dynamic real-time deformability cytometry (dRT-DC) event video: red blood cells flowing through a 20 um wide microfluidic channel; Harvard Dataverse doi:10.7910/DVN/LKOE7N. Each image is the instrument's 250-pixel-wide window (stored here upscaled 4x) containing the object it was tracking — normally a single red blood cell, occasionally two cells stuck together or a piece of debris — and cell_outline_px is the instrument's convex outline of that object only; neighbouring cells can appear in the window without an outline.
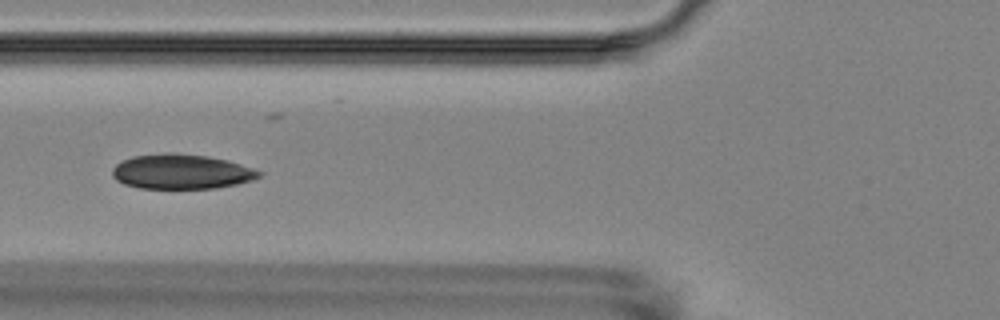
{"species": "Egyptian fruit bat (a non-hibernating species)", "species_latin": "Rousettus aegyptiacus", "temperature_condition": "room temperature", "stored_images_in_passage": 9, "camera_frame_rate_fps": 3000, "um_per_image_px": 0.085, "animal": {"sex": "female"}, "frame": {"image": 1, "passage_image": 7, "time_ms": 9.0, "image_size_px": [1000, 320], "cell_outline_px": [[264, 172], [260, 176], [252, 180], [236, 184], [216, 188], [140, 188], [124, 184], [116, 180], [112, 176], [112, 168], [116, 164], [132, 156], [168, 152], [208, 156], [228, 160]], "centroid_in_image_um": [15.41, 14.58], "position_along_channel_um": 110.4, "area_um2": 29.77}}
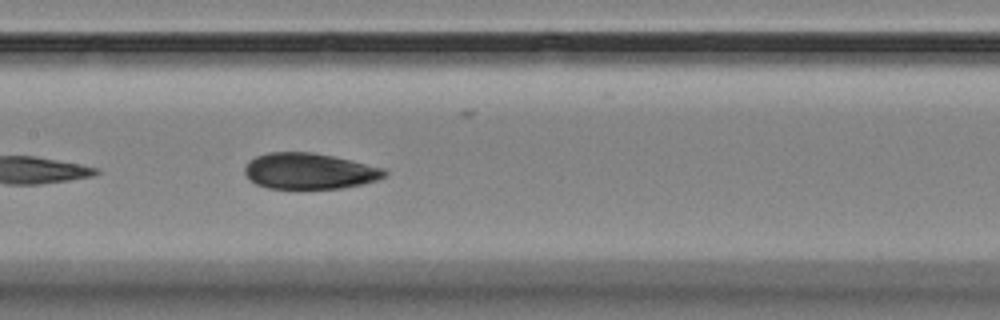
{"frame": {"image": 2, "passage_image": 9, "time_ms": 11.0, "image_size_px": [1000, 320], "cell_outline_px": [[388, 172], [380, 180], [364, 184], [340, 188], [268, 188], [256, 184], [244, 172], [244, 168], [248, 160], [256, 156], [268, 152], [312, 152], [352, 160], [384, 168]], "centroid_in_image_um": [26.31, 14.53], "position_along_channel_um": 181.1, "area_um2": 29.36}}